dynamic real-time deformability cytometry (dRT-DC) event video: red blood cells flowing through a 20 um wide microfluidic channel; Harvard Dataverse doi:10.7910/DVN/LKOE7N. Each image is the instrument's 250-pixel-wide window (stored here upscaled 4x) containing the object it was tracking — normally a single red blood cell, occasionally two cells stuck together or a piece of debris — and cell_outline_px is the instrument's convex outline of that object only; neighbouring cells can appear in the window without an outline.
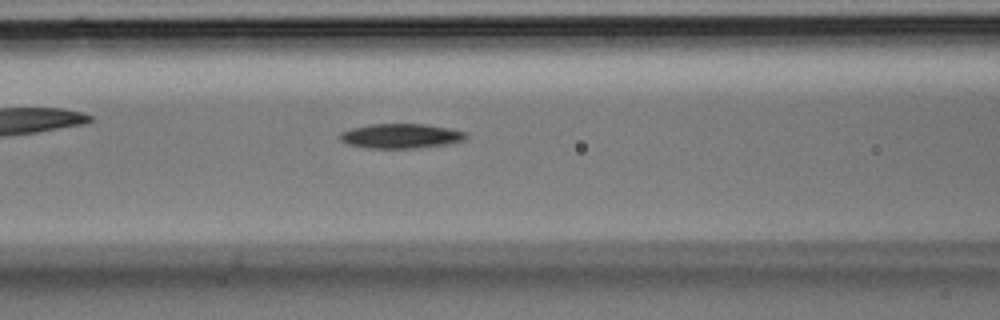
{"species": "Egyptian fruit bat (a non-hibernating species)", "species_latin": "Rousettus aegyptiacus", "temperature_condition": "room temperature", "stored_images_in_passage": 35, "camera_frame_rate_fps": 3000, "um_per_image_px": 0.085, "animal": {"sex": "male"}, "frame": {"image": 1, "passage_image": 14, "time_ms": 4.333, "image_size_px": [1000, 320], "cell_outline_px": [[468, 136], [464, 140], [448, 144], [416, 148], [368, 148], [348, 144], [340, 140], [340, 132], [352, 128], [368, 124], [428, 124], [468, 132]], "centroid_in_image_um": [34.1, 11.55], "position_along_channel_um": 132.5, "area_um2": 18.21}}
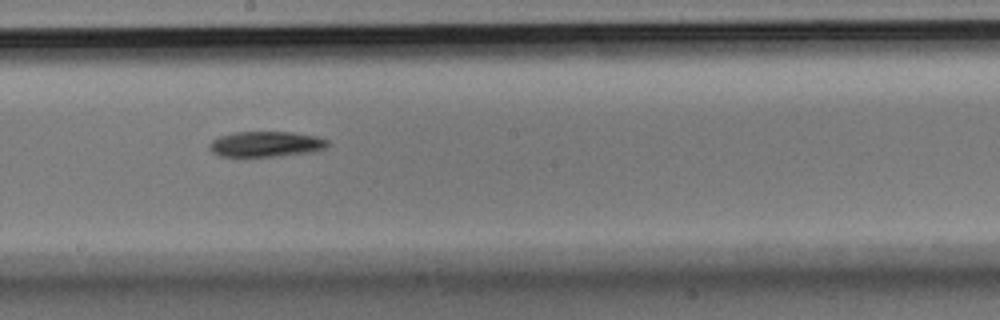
{"frame": {"image": 2, "passage_image": 19, "time_ms": 6.0, "image_size_px": [1000, 320], "cell_outline_px": [[328, 148], [312, 152], [272, 156], [220, 156], [212, 152], [208, 148], [208, 144], [212, 140], [220, 136], [236, 132], [292, 132], [316, 136], [328, 140]], "centroid_in_image_um": [22.61, 12.24], "position_along_channel_um": 225.6, "area_um2": 17.51}}
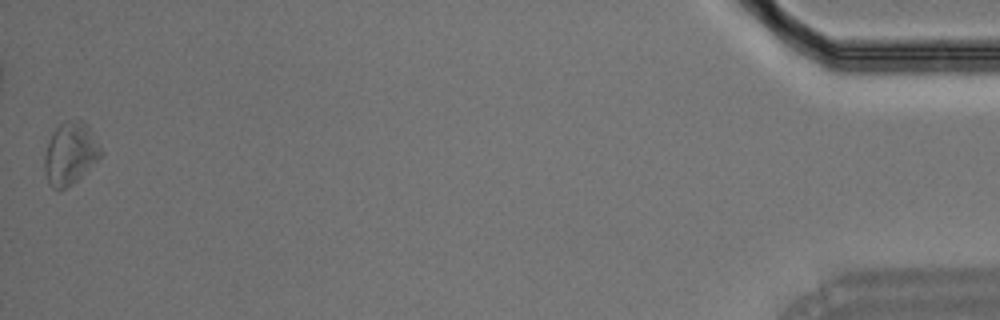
{"frame": {"image": 3, "passage_image": 35, "time_ms": 11.333, "image_size_px": [1000, 320], "cell_outline_px": [[104, 152], [72, 184], [64, 188], [52, 188], [48, 184], [44, 172], [44, 156], [48, 144], [56, 128], [60, 124], [68, 120], [84, 120], [88, 124]], "centroid_in_image_um": [5.97, 13.02], "position_along_channel_um": 429.2, "area_um2": 20.17}}